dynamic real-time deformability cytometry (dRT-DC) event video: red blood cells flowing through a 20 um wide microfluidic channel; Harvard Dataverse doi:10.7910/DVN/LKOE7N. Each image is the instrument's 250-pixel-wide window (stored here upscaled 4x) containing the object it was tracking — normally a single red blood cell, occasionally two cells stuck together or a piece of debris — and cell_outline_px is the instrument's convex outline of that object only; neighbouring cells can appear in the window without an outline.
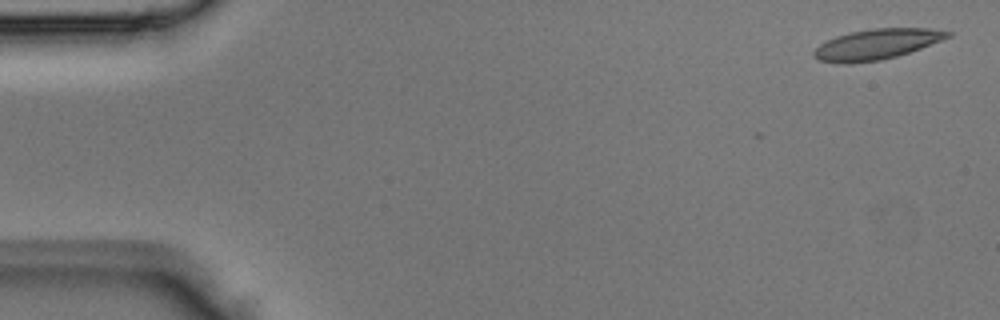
{"species": "Egyptian fruit bat (a non-hibernating species)", "species_latin": "Rousettus aegyptiacus", "temperature_condition": "room temperature", "stored_images_in_passage": 4, "camera_frame_rate_fps": 3000, "um_per_image_px": 0.085, "animal": {"sex": "male"}, "frame": {"image": 1, "passage_image": 1, "time_ms": 0.0, "image_size_px": [1000, 320], "cell_outline_px": [[952, 36], [920, 48], [896, 56], [880, 60], [848, 64], [844, 64], [820, 60], [812, 56], [812, 52], [820, 44], [836, 36], [848, 32], [872, 28], [928, 28], [952, 32]], "centroid_in_image_um": [74.49, 3.76], "position_along_channel_um": 10.5, "area_um2": 23.64}}